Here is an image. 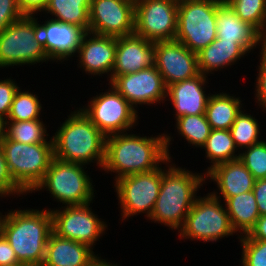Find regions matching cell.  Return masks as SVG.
I'll list each match as a JSON object with an SVG mask.
<instances>
[{"label":"cell","mask_w":266,"mask_h":266,"mask_svg":"<svg viewBox=\"0 0 266 266\" xmlns=\"http://www.w3.org/2000/svg\"><path fill=\"white\" fill-rule=\"evenodd\" d=\"M162 181V166L146 173L122 177L114 183L121 208V218L145 213L149 220L159 195Z\"/></svg>","instance_id":"cell-11"},{"label":"cell","mask_w":266,"mask_h":266,"mask_svg":"<svg viewBox=\"0 0 266 266\" xmlns=\"http://www.w3.org/2000/svg\"><path fill=\"white\" fill-rule=\"evenodd\" d=\"M228 93H216L209 96L205 116L211 129L229 130L236 116L241 112L243 104L240 97Z\"/></svg>","instance_id":"cell-25"},{"label":"cell","mask_w":266,"mask_h":266,"mask_svg":"<svg viewBox=\"0 0 266 266\" xmlns=\"http://www.w3.org/2000/svg\"><path fill=\"white\" fill-rule=\"evenodd\" d=\"M242 247V266H266V241L239 236Z\"/></svg>","instance_id":"cell-35"},{"label":"cell","mask_w":266,"mask_h":266,"mask_svg":"<svg viewBox=\"0 0 266 266\" xmlns=\"http://www.w3.org/2000/svg\"><path fill=\"white\" fill-rule=\"evenodd\" d=\"M25 195V193L12 181L7 169L3 150L0 145V197L14 195Z\"/></svg>","instance_id":"cell-38"},{"label":"cell","mask_w":266,"mask_h":266,"mask_svg":"<svg viewBox=\"0 0 266 266\" xmlns=\"http://www.w3.org/2000/svg\"><path fill=\"white\" fill-rule=\"evenodd\" d=\"M224 203L235 232L248 234L260 217L253 191L229 197Z\"/></svg>","instance_id":"cell-26"},{"label":"cell","mask_w":266,"mask_h":266,"mask_svg":"<svg viewBox=\"0 0 266 266\" xmlns=\"http://www.w3.org/2000/svg\"><path fill=\"white\" fill-rule=\"evenodd\" d=\"M89 8L90 0H49L43 12L52 15L53 20L76 25L88 32Z\"/></svg>","instance_id":"cell-27"},{"label":"cell","mask_w":266,"mask_h":266,"mask_svg":"<svg viewBox=\"0 0 266 266\" xmlns=\"http://www.w3.org/2000/svg\"><path fill=\"white\" fill-rule=\"evenodd\" d=\"M247 51L236 42H228L216 38L207 47L197 53L200 73L205 76L235 65Z\"/></svg>","instance_id":"cell-24"},{"label":"cell","mask_w":266,"mask_h":266,"mask_svg":"<svg viewBox=\"0 0 266 266\" xmlns=\"http://www.w3.org/2000/svg\"><path fill=\"white\" fill-rule=\"evenodd\" d=\"M88 266H119L117 263L108 262L106 259H102L101 256H97Z\"/></svg>","instance_id":"cell-44"},{"label":"cell","mask_w":266,"mask_h":266,"mask_svg":"<svg viewBox=\"0 0 266 266\" xmlns=\"http://www.w3.org/2000/svg\"><path fill=\"white\" fill-rule=\"evenodd\" d=\"M207 76L199 75L180 82L173 83L167 87V100L174 107L175 119L186 115L205 114L206 105L210 94L204 91L208 79ZM205 86V87H204Z\"/></svg>","instance_id":"cell-20"},{"label":"cell","mask_w":266,"mask_h":266,"mask_svg":"<svg viewBox=\"0 0 266 266\" xmlns=\"http://www.w3.org/2000/svg\"><path fill=\"white\" fill-rule=\"evenodd\" d=\"M236 15L249 23L258 32L261 31L265 14L266 0H224Z\"/></svg>","instance_id":"cell-33"},{"label":"cell","mask_w":266,"mask_h":266,"mask_svg":"<svg viewBox=\"0 0 266 266\" xmlns=\"http://www.w3.org/2000/svg\"><path fill=\"white\" fill-rule=\"evenodd\" d=\"M97 256L90 246L52 232L42 266H88Z\"/></svg>","instance_id":"cell-23"},{"label":"cell","mask_w":266,"mask_h":266,"mask_svg":"<svg viewBox=\"0 0 266 266\" xmlns=\"http://www.w3.org/2000/svg\"><path fill=\"white\" fill-rule=\"evenodd\" d=\"M216 24L218 39L236 42L248 53L260 44L264 46L259 32L249 23L242 21L225 1L217 8Z\"/></svg>","instance_id":"cell-22"},{"label":"cell","mask_w":266,"mask_h":266,"mask_svg":"<svg viewBox=\"0 0 266 266\" xmlns=\"http://www.w3.org/2000/svg\"><path fill=\"white\" fill-rule=\"evenodd\" d=\"M260 65L258 66V75L255 85V99L257 106L262 107L266 111V46L260 48Z\"/></svg>","instance_id":"cell-36"},{"label":"cell","mask_w":266,"mask_h":266,"mask_svg":"<svg viewBox=\"0 0 266 266\" xmlns=\"http://www.w3.org/2000/svg\"><path fill=\"white\" fill-rule=\"evenodd\" d=\"M19 88L14 79H0V117L4 120L7 119L15 93Z\"/></svg>","instance_id":"cell-37"},{"label":"cell","mask_w":266,"mask_h":266,"mask_svg":"<svg viewBox=\"0 0 266 266\" xmlns=\"http://www.w3.org/2000/svg\"><path fill=\"white\" fill-rule=\"evenodd\" d=\"M21 264L11 245L0 233V265Z\"/></svg>","instance_id":"cell-40"},{"label":"cell","mask_w":266,"mask_h":266,"mask_svg":"<svg viewBox=\"0 0 266 266\" xmlns=\"http://www.w3.org/2000/svg\"><path fill=\"white\" fill-rule=\"evenodd\" d=\"M108 85L111 87L108 91L100 92L88 101L87 106L79 108L106 137L126 133L139 122L138 111Z\"/></svg>","instance_id":"cell-10"},{"label":"cell","mask_w":266,"mask_h":266,"mask_svg":"<svg viewBox=\"0 0 266 266\" xmlns=\"http://www.w3.org/2000/svg\"><path fill=\"white\" fill-rule=\"evenodd\" d=\"M207 194L203 198H196L182 228L178 231L179 238L213 243L236 233L221 198H216L211 193Z\"/></svg>","instance_id":"cell-9"},{"label":"cell","mask_w":266,"mask_h":266,"mask_svg":"<svg viewBox=\"0 0 266 266\" xmlns=\"http://www.w3.org/2000/svg\"><path fill=\"white\" fill-rule=\"evenodd\" d=\"M38 18L25 15L0 32V68L50 61L40 37Z\"/></svg>","instance_id":"cell-6"},{"label":"cell","mask_w":266,"mask_h":266,"mask_svg":"<svg viewBox=\"0 0 266 266\" xmlns=\"http://www.w3.org/2000/svg\"><path fill=\"white\" fill-rule=\"evenodd\" d=\"M155 65V45L153 41L133 33L116 37L115 64L111 81L116 76L134 73Z\"/></svg>","instance_id":"cell-19"},{"label":"cell","mask_w":266,"mask_h":266,"mask_svg":"<svg viewBox=\"0 0 266 266\" xmlns=\"http://www.w3.org/2000/svg\"><path fill=\"white\" fill-rule=\"evenodd\" d=\"M135 30V0H90L89 32L121 37Z\"/></svg>","instance_id":"cell-14"},{"label":"cell","mask_w":266,"mask_h":266,"mask_svg":"<svg viewBox=\"0 0 266 266\" xmlns=\"http://www.w3.org/2000/svg\"><path fill=\"white\" fill-rule=\"evenodd\" d=\"M4 128H5V120L2 117H0V141L4 137Z\"/></svg>","instance_id":"cell-46"},{"label":"cell","mask_w":266,"mask_h":266,"mask_svg":"<svg viewBox=\"0 0 266 266\" xmlns=\"http://www.w3.org/2000/svg\"><path fill=\"white\" fill-rule=\"evenodd\" d=\"M20 10L24 15L33 16L43 12L49 0H17Z\"/></svg>","instance_id":"cell-41"},{"label":"cell","mask_w":266,"mask_h":266,"mask_svg":"<svg viewBox=\"0 0 266 266\" xmlns=\"http://www.w3.org/2000/svg\"><path fill=\"white\" fill-rule=\"evenodd\" d=\"M38 26L45 52L51 61L63 62L75 56L86 31L76 25L61 23L48 17ZM63 60V61H62Z\"/></svg>","instance_id":"cell-18"},{"label":"cell","mask_w":266,"mask_h":266,"mask_svg":"<svg viewBox=\"0 0 266 266\" xmlns=\"http://www.w3.org/2000/svg\"><path fill=\"white\" fill-rule=\"evenodd\" d=\"M178 0H135L134 33L153 42L175 40Z\"/></svg>","instance_id":"cell-13"},{"label":"cell","mask_w":266,"mask_h":266,"mask_svg":"<svg viewBox=\"0 0 266 266\" xmlns=\"http://www.w3.org/2000/svg\"><path fill=\"white\" fill-rule=\"evenodd\" d=\"M42 104L37 94L28 91H21V88L15 93L9 114L5 121H29L40 119Z\"/></svg>","instance_id":"cell-32"},{"label":"cell","mask_w":266,"mask_h":266,"mask_svg":"<svg viewBox=\"0 0 266 266\" xmlns=\"http://www.w3.org/2000/svg\"><path fill=\"white\" fill-rule=\"evenodd\" d=\"M134 108L166 101L167 87L155 65L116 76L110 83Z\"/></svg>","instance_id":"cell-15"},{"label":"cell","mask_w":266,"mask_h":266,"mask_svg":"<svg viewBox=\"0 0 266 266\" xmlns=\"http://www.w3.org/2000/svg\"><path fill=\"white\" fill-rule=\"evenodd\" d=\"M171 135L140 136L120 133L105 139V159L101 169L116 174L115 181L136 173L158 169L171 159Z\"/></svg>","instance_id":"cell-1"},{"label":"cell","mask_w":266,"mask_h":266,"mask_svg":"<svg viewBox=\"0 0 266 266\" xmlns=\"http://www.w3.org/2000/svg\"><path fill=\"white\" fill-rule=\"evenodd\" d=\"M155 67L169 85L191 79L200 74L197 53L177 40L154 42Z\"/></svg>","instance_id":"cell-16"},{"label":"cell","mask_w":266,"mask_h":266,"mask_svg":"<svg viewBox=\"0 0 266 266\" xmlns=\"http://www.w3.org/2000/svg\"><path fill=\"white\" fill-rule=\"evenodd\" d=\"M205 149L206 160L212 165L207 168L205 174L218 164L239 159V152L235 147L230 130L212 129L206 143L201 147Z\"/></svg>","instance_id":"cell-28"},{"label":"cell","mask_w":266,"mask_h":266,"mask_svg":"<svg viewBox=\"0 0 266 266\" xmlns=\"http://www.w3.org/2000/svg\"><path fill=\"white\" fill-rule=\"evenodd\" d=\"M233 138L235 147L238 152L240 149H247L250 146L261 142L260 125L258 120L251 116L249 113H245L243 110L236 116V119L229 129Z\"/></svg>","instance_id":"cell-31"},{"label":"cell","mask_w":266,"mask_h":266,"mask_svg":"<svg viewBox=\"0 0 266 266\" xmlns=\"http://www.w3.org/2000/svg\"><path fill=\"white\" fill-rule=\"evenodd\" d=\"M224 0H178L177 34L179 41L194 53L217 38L216 13Z\"/></svg>","instance_id":"cell-7"},{"label":"cell","mask_w":266,"mask_h":266,"mask_svg":"<svg viewBox=\"0 0 266 266\" xmlns=\"http://www.w3.org/2000/svg\"><path fill=\"white\" fill-rule=\"evenodd\" d=\"M67 117L52 136L54 158L83 165L96 162L101 169L106 136L80 109L71 111Z\"/></svg>","instance_id":"cell-4"},{"label":"cell","mask_w":266,"mask_h":266,"mask_svg":"<svg viewBox=\"0 0 266 266\" xmlns=\"http://www.w3.org/2000/svg\"><path fill=\"white\" fill-rule=\"evenodd\" d=\"M262 44L266 46V14L261 31L259 32Z\"/></svg>","instance_id":"cell-45"},{"label":"cell","mask_w":266,"mask_h":266,"mask_svg":"<svg viewBox=\"0 0 266 266\" xmlns=\"http://www.w3.org/2000/svg\"><path fill=\"white\" fill-rule=\"evenodd\" d=\"M205 178L216 183L218 192H210L216 198L220 195L225 201L229 197L252 191L255 178L239 160H231L211 168ZM219 194V196H218Z\"/></svg>","instance_id":"cell-21"},{"label":"cell","mask_w":266,"mask_h":266,"mask_svg":"<svg viewBox=\"0 0 266 266\" xmlns=\"http://www.w3.org/2000/svg\"><path fill=\"white\" fill-rule=\"evenodd\" d=\"M239 160L251 172L255 180L263 179L266 173V141L262 140L241 151Z\"/></svg>","instance_id":"cell-34"},{"label":"cell","mask_w":266,"mask_h":266,"mask_svg":"<svg viewBox=\"0 0 266 266\" xmlns=\"http://www.w3.org/2000/svg\"><path fill=\"white\" fill-rule=\"evenodd\" d=\"M23 16L17 0H0V32Z\"/></svg>","instance_id":"cell-39"},{"label":"cell","mask_w":266,"mask_h":266,"mask_svg":"<svg viewBox=\"0 0 266 266\" xmlns=\"http://www.w3.org/2000/svg\"><path fill=\"white\" fill-rule=\"evenodd\" d=\"M46 126L40 119L29 121H5L4 136L7 139L19 143L37 144V143H53V139H49Z\"/></svg>","instance_id":"cell-29"},{"label":"cell","mask_w":266,"mask_h":266,"mask_svg":"<svg viewBox=\"0 0 266 266\" xmlns=\"http://www.w3.org/2000/svg\"><path fill=\"white\" fill-rule=\"evenodd\" d=\"M84 167L83 164L53 158L43 180L32 192L46 189L54 200L65 206L91 203L95 188Z\"/></svg>","instance_id":"cell-8"},{"label":"cell","mask_w":266,"mask_h":266,"mask_svg":"<svg viewBox=\"0 0 266 266\" xmlns=\"http://www.w3.org/2000/svg\"><path fill=\"white\" fill-rule=\"evenodd\" d=\"M168 158L162 169V181L150 220L180 230L185 218L196 201L197 191L206 180L205 173H193L176 167ZM172 163V164H169Z\"/></svg>","instance_id":"cell-3"},{"label":"cell","mask_w":266,"mask_h":266,"mask_svg":"<svg viewBox=\"0 0 266 266\" xmlns=\"http://www.w3.org/2000/svg\"><path fill=\"white\" fill-rule=\"evenodd\" d=\"M0 266H26L24 264H10V265H0Z\"/></svg>","instance_id":"cell-47"},{"label":"cell","mask_w":266,"mask_h":266,"mask_svg":"<svg viewBox=\"0 0 266 266\" xmlns=\"http://www.w3.org/2000/svg\"><path fill=\"white\" fill-rule=\"evenodd\" d=\"M89 206L90 203L62 206L56 210L50 208L53 232L59 237L84 243L93 249L96 241L105 234L108 225Z\"/></svg>","instance_id":"cell-12"},{"label":"cell","mask_w":266,"mask_h":266,"mask_svg":"<svg viewBox=\"0 0 266 266\" xmlns=\"http://www.w3.org/2000/svg\"><path fill=\"white\" fill-rule=\"evenodd\" d=\"M12 181L27 195L43 180L54 158L53 143L26 144L0 141Z\"/></svg>","instance_id":"cell-5"},{"label":"cell","mask_w":266,"mask_h":266,"mask_svg":"<svg viewBox=\"0 0 266 266\" xmlns=\"http://www.w3.org/2000/svg\"><path fill=\"white\" fill-rule=\"evenodd\" d=\"M260 216L266 215V180H255L252 189Z\"/></svg>","instance_id":"cell-42"},{"label":"cell","mask_w":266,"mask_h":266,"mask_svg":"<svg viewBox=\"0 0 266 266\" xmlns=\"http://www.w3.org/2000/svg\"><path fill=\"white\" fill-rule=\"evenodd\" d=\"M79 57V67L84 69L88 75L109 76L111 75L115 64L116 55V37L94 34L86 32L82 38L77 51Z\"/></svg>","instance_id":"cell-17"},{"label":"cell","mask_w":266,"mask_h":266,"mask_svg":"<svg viewBox=\"0 0 266 266\" xmlns=\"http://www.w3.org/2000/svg\"><path fill=\"white\" fill-rule=\"evenodd\" d=\"M175 121V128L179 135L184 137L193 147L201 148L212 130L205 114L181 116Z\"/></svg>","instance_id":"cell-30"},{"label":"cell","mask_w":266,"mask_h":266,"mask_svg":"<svg viewBox=\"0 0 266 266\" xmlns=\"http://www.w3.org/2000/svg\"><path fill=\"white\" fill-rule=\"evenodd\" d=\"M52 232L50 209H15L0 217V233L15 251L18 261L26 266H42Z\"/></svg>","instance_id":"cell-2"},{"label":"cell","mask_w":266,"mask_h":266,"mask_svg":"<svg viewBox=\"0 0 266 266\" xmlns=\"http://www.w3.org/2000/svg\"><path fill=\"white\" fill-rule=\"evenodd\" d=\"M246 235L250 239L266 241V215L260 216L255 226Z\"/></svg>","instance_id":"cell-43"}]
</instances>
